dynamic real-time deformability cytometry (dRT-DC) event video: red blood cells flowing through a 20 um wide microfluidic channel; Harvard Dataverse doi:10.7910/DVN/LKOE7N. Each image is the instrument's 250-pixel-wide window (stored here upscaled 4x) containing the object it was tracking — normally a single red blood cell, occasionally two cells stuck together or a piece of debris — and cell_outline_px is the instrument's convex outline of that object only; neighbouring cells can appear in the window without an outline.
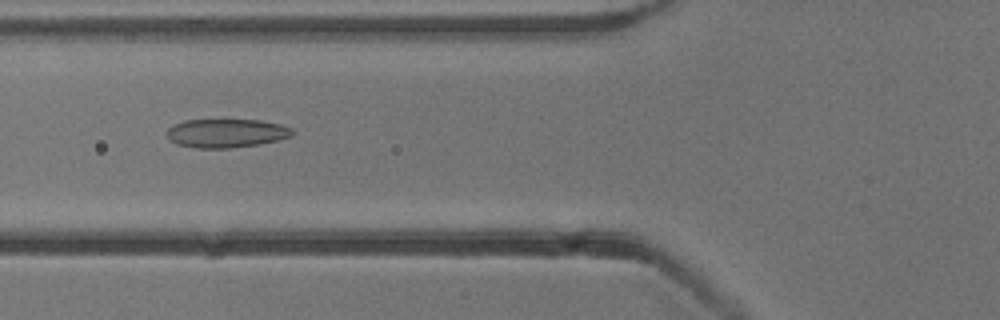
{"species": "common noctule bat (a hibernating species)", "species_latin": "Nyctalus noctula", "temperature_condition": "cold", "stored_images_in_passage": 49, "camera_frame_rate_fps": 3000, "um_per_image_px": 0.085, "animal": {"sex": "male", "body_mass_g": 13.3}, "frame": {"image": 1, "passage_image": 20, "time_ms": 6.333, "image_size_px": [1000, 320], "cell_outline_px": [[296, 132], [292, 136], [280, 140], [260, 144], [232, 148], [196, 148], [176, 144], [168, 136], [168, 128], [172, 124], [184, 120], [260, 120], [280, 124], [292, 128]], "centroid_in_image_um": [19.28, 11.32], "position_along_channel_um": 106.5, "area_um2": 21.15}}
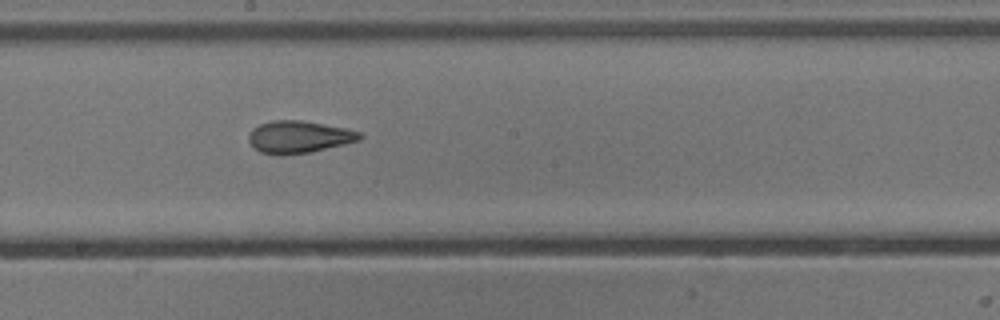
{"frame": {"image": 2, "passage_image": 29, "time_ms": 9.333, "image_size_px": [1000, 320], "cell_outline_px": [[364, 136], [360, 140], [344, 144], [308, 152], [260, 152], [248, 140], [248, 136], [252, 128], [260, 124], [272, 120], [300, 120], [344, 128], [360, 132]], "centroid_in_image_um": [25.43, 11.59], "position_along_channel_um": 222.8, "area_um2": 20.0}}
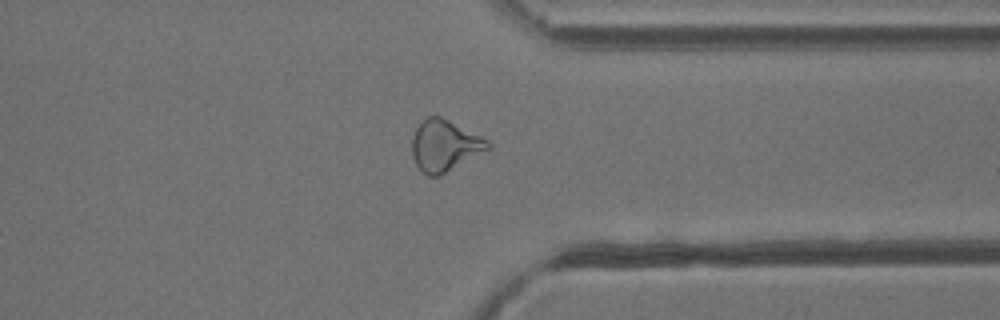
{"frame": {"image": 3, "passage_image": 41, "time_ms": 13.333, "image_size_px": [1000, 320], "cell_outline_px": [[492, 148], [440, 176], [428, 176], [416, 164], [412, 156], [412, 136], [416, 128], [428, 116], [440, 116], [488, 140], [492, 144]], "centroid_in_image_um": [37.81, 12.39], "position_along_channel_um": 373.6, "area_um2": 22.54}}